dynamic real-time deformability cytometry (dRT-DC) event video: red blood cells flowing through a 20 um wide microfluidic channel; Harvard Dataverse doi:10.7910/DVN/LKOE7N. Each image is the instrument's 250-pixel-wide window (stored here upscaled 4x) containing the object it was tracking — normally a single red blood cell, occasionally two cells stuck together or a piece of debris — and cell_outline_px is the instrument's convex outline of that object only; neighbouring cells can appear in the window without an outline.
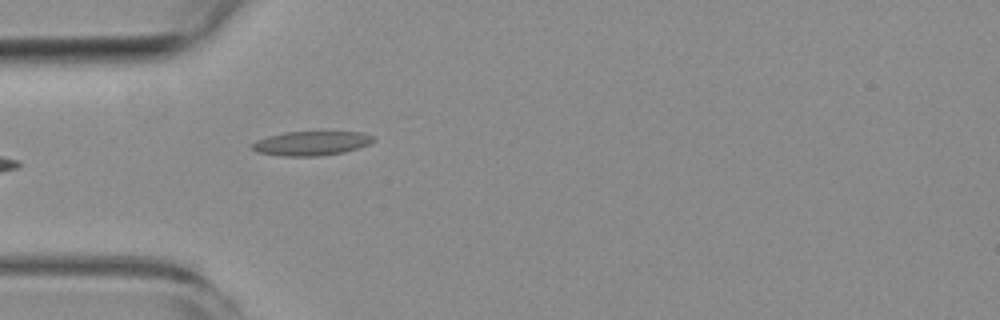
{"species": "common noctule bat (a hibernating species)", "species_latin": "Nyctalus noctula", "temperature_condition": "room temperature", "stored_images_in_passage": 2, "camera_frame_rate_fps": 3000, "um_per_image_px": 0.085, "animal": {"sex": "female", "body_mass_g": 19.3, "forearm_length_mm": 54.1}, "frame": {"image": 1, "passage_image": 2, "time_ms": 1.0, "image_size_px": [1000, 320], "cell_outline_px": [[376, 140], [368, 144], [344, 152], [320, 156], [284, 156], [256, 152], [248, 144], [256, 140], [268, 136], [284, 132], [360, 132], [376, 136]], "centroid_in_image_um": [26.43, 12.18], "position_along_channel_um": 58.6, "area_um2": 17.22}}